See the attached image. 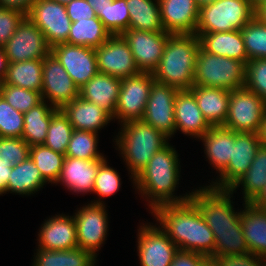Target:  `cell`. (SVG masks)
I'll use <instances>...</instances> for the list:
<instances>
[{"mask_svg": "<svg viewBox=\"0 0 266 266\" xmlns=\"http://www.w3.org/2000/svg\"><path fill=\"white\" fill-rule=\"evenodd\" d=\"M152 213L159 227L179 249L213 257L214 234L191 199L160 205Z\"/></svg>", "mask_w": 266, "mask_h": 266, "instance_id": "obj_1", "label": "cell"}, {"mask_svg": "<svg viewBox=\"0 0 266 266\" xmlns=\"http://www.w3.org/2000/svg\"><path fill=\"white\" fill-rule=\"evenodd\" d=\"M169 143L156 152L147 165L133 178L137 191L149 203L150 211L164 204L188 201L191 193L175 196L181 166L177 151Z\"/></svg>", "mask_w": 266, "mask_h": 266, "instance_id": "obj_2", "label": "cell"}, {"mask_svg": "<svg viewBox=\"0 0 266 266\" xmlns=\"http://www.w3.org/2000/svg\"><path fill=\"white\" fill-rule=\"evenodd\" d=\"M200 48L196 34H171L153 72L154 80L179 90H189L194 85V72Z\"/></svg>", "mask_w": 266, "mask_h": 266, "instance_id": "obj_3", "label": "cell"}, {"mask_svg": "<svg viewBox=\"0 0 266 266\" xmlns=\"http://www.w3.org/2000/svg\"><path fill=\"white\" fill-rule=\"evenodd\" d=\"M114 139L117 149L134 178L154 156L168 144V137L142 120L124 122Z\"/></svg>", "mask_w": 266, "mask_h": 266, "instance_id": "obj_4", "label": "cell"}, {"mask_svg": "<svg viewBox=\"0 0 266 266\" xmlns=\"http://www.w3.org/2000/svg\"><path fill=\"white\" fill-rule=\"evenodd\" d=\"M246 65L235 59L210 54L199 48L194 85L235 90L245 86Z\"/></svg>", "mask_w": 266, "mask_h": 266, "instance_id": "obj_5", "label": "cell"}, {"mask_svg": "<svg viewBox=\"0 0 266 266\" xmlns=\"http://www.w3.org/2000/svg\"><path fill=\"white\" fill-rule=\"evenodd\" d=\"M255 11L248 0H216L199 8L195 33L241 30Z\"/></svg>", "mask_w": 266, "mask_h": 266, "instance_id": "obj_6", "label": "cell"}, {"mask_svg": "<svg viewBox=\"0 0 266 266\" xmlns=\"http://www.w3.org/2000/svg\"><path fill=\"white\" fill-rule=\"evenodd\" d=\"M232 192L228 189H215L204 186L191 192L190 199L202 213L209 228L242 226L240 211L233 208Z\"/></svg>", "mask_w": 266, "mask_h": 266, "instance_id": "obj_7", "label": "cell"}, {"mask_svg": "<svg viewBox=\"0 0 266 266\" xmlns=\"http://www.w3.org/2000/svg\"><path fill=\"white\" fill-rule=\"evenodd\" d=\"M228 106L223 127L235 132H259L266 111L265 100L243 87L230 90Z\"/></svg>", "mask_w": 266, "mask_h": 266, "instance_id": "obj_8", "label": "cell"}, {"mask_svg": "<svg viewBox=\"0 0 266 266\" xmlns=\"http://www.w3.org/2000/svg\"><path fill=\"white\" fill-rule=\"evenodd\" d=\"M99 198L80 207L73 215L76 223L78 247L97 257V251L105 242L108 232V213Z\"/></svg>", "mask_w": 266, "mask_h": 266, "instance_id": "obj_9", "label": "cell"}, {"mask_svg": "<svg viewBox=\"0 0 266 266\" xmlns=\"http://www.w3.org/2000/svg\"><path fill=\"white\" fill-rule=\"evenodd\" d=\"M26 16L43 32L50 47L67 43L72 22L65 5L53 0H36Z\"/></svg>", "mask_w": 266, "mask_h": 266, "instance_id": "obj_10", "label": "cell"}, {"mask_svg": "<svg viewBox=\"0 0 266 266\" xmlns=\"http://www.w3.org/2000/svg\"><path fill=\"white\" fill-rule=\"evenodd\" d=\"M153 81V73L143 72L122 79L116 104V120L119 119L122 124L143 118Z\"/></svg>", "mask_w": 266, "mask_h": 266, "instance_id": "obj_11", "label": "cell"}, {"mask_svg": "<svg viewBox=\"0 0 266 266\" xmlns=\"http://www.w3.org/2000/svg\"><path fill=\"white\" fill-rule=\"evenodd\" d=\"M41 96L56 109H62L79 96V88L61 63L50 52L43 59Z\"/></svg>", "mask_w": 266, "mask_h": 266, "instance_id": "obj_12", "label": "cell"}, {"mask_svg": "<svg viewBox=\"0 0 266 266\" xmlns=\"http://www.w3.org/2000/svg\"><path fill=\"white\" fill-rule=\"evenodd\" d=\"M3 48L9 63L44 59L51 52L43 32L27 16Z\"/></svg>", "mask_w": 266, "mask_h": 266, "instance_id": "obj_13", "label": "cell"}, {"mask_svg": "<svg viewBox=\"0 0 266 266\" xmlns=\"http://www.w3.org/2000/svg\"><path fill=\"white\" fill-rule=\"evenodd\" d=\"M95 55L99 73L119 79L141 73L127 41L121 34L111 35L105 43L95 48Z\"/></svg>", "mask_w": 266, "mask_h": 266, "instance_id": "obj_14", "label": "cell"}, {"mask_svg": "<svg viewBox=\"0 0 266 266\" xmlns=\"http://www.w3.org/2000/svg\"><path fill=\"white\" fill-rule=\"evenodd\" d=\"M178 91V88L154 80L141 119L168 138L175 134L174 106Z\"/></svg>", "mask_w": 266, "mask_h": 266, "instance_id": "obj_15", "label": "cell"}, {"mask_svg": "<svg viewBox=\"0 0 266 266\" xmlns=\"http://www.w3.org/2000/svg\"><path fill=\"white\" fill-rule=\"evenodd\" d=\"M260 145L258 133L235 132V143L228 166L218 174L216 182L213 181L208 186L229 190L248 171Z\"/></svg>", "mask_w": 266, "mask_h": 266, "instance_id": "obj_16", "label": "cell"}, {"mask_svg": "<svg viewBox=\"0 0 266 266\" xmlns=\"http://www.w3.org/2000/svg\"><path fill=\"white\" fill-rule=\"evenodd\" d=\"M146 223L140 225L137 251L141 266H170L179 248L159 227Z\"/></svg>", "mask_w": 266, "mask_h": 266, "instance_id": "obj_17", "label": "cell"}, {"mask_svg": "<svg viewBox=\"0 0 266 266\" xmlns=\"http://www.w3.org/2000/svg\"><path fill=\"white\" fill-rule=\"evenodd\" d=\"M121 35L127 41L139 71L153 73L159 65L171 34L128 29Z\"/></svg>", "mask_w": 266, "mask_h": 266, "instance_id": "obj_18", "label": "cell"}, {"mask_svg": "<svg viewBox=\"0 0 266 266\" xmlns=\"http://www.w3.org/2000/svg\"><path fill=\"white\" fill-rule=\"evenodd\" d=\"M51 53L61 63L78 88H81L98 73L94 48L60 43L51 47Z\"/></svg>", "mask_w": 266, "mask_h": 266, "instance_id": "obj_19", "label": "cell"}, {"mask_svg": "<svg viewBox=\"0 0 266 266\" xmlns=\"http://www.w3.org/2000/svg\"><path fill=\"white\" fill-rule=\"evenodd\" d=\"M161 22L170 34H195L199 7L195 0H158Z\"/></svg>", "mask_w": 266, "mask_h": 266, "instance_id": "obj_20", "label": "cell"}, {"mask_svg": "<svg viewBox=\"0 0 266 266\" xmlns=\"http://www.w3.org/2000/svg\"><path fill=\"white\" fill-rule=\"evenodd\" d=\"M37 243L44 250H67L78 247L76 223L73 216L59 214L44 221Z\"/></svg>", "mask_w": 266, "mask_h": 266, "instance_id": "obj_21", "label": "cell"}, {"mask_svg": "<svg viewBox=\"0 0 266 266\" xmlns=\"http://www.w3.org/2000/svg\"><path fill=\"white\" fill-rule=\"evenodd\" d=\"M174 109L175 133L180 130L185 135L199 139L212 127L203 116L190 90L178 91Z\"/></svg>", "mask_w": 266, "mask_h": 266, "instance_id": "obj_22", "label": "cell"}, {"mask_svg": "<svg viewBox=\"0 0 266 266\" xmlns=\"http://www.w3.org/2000/svg\"><path fill=\"white\" fill-rule=\"evenodd\" d=\"M105 159L84 160L66 157L56 182L65 185L68 191L79 194L93 192L97 170Z\"/></svg>", "mask_w": 266, "mask_h": 266, "instance_id": "obj_23", "label": "cell"}, {"mask_svg": "<svg viewBox=\"0 0 266 266\" xmlns=\"http://www.w3.org/2000/svg\"><path fill=\"white\" fill-rule=\"evenodd\" d=\"M122 79L97 73L79 88V96L104 109L114 120Z\"/></svg>", "mask_w": 266, "mask_h": 266, "instance_id": "obj_24", "label": "cell"}, {"mask_svg": "<svg viewBox=\"0 0 266 266\" xmlns=\"http://www.w3.org/2000/svg\"><path fill=\"white\" fill-rule=\"evenodd\" d=\"M240 222L250 253L266 260V209L244 202Z\"/></svg>", "mask_w": 266, "mask_h": 266, "instance_id": "obj_25", "label": "cell"}, {"mask_svg": "<svg viewBox=\"0 0 266 266\" xmlns=\"http://www.w3.org/2000/svg\"><path fill=\"white\" fill-rule=\"evenodd\" d=\"M61 110L68 117L74 130L98 133L101 128L113 121L104 109L80 96L66 104Z\"/></svg>", "mask_w": 266, "mask_h": 266, "instance_id": "obj_26", "label": "cell"}, {"mask_svg": "<svg viewBox=\"0 0 266 266\" xmlns=\"http://www.w3.org/2000/svg\"><path fill=\"white\" fill-rule=\"evenodd\" d=\"M195 34L198 36L200 47L204 51L210 54L238 60L245 65L249 61L241 30Z\"/></svg>", "mask_w": 266, "mask_h": 266, "instance_id": "obj_27", "label": "cell"}, {"mask_svg": "<svg viewBox=\"0 0 266 266\" xmlns=\"http://www.w3.org/2000/svg\"><path fill=\"white\" fill-rule=\"evenodd\" d=\"M211 126H223L228 116L230 90L193 85L189 89Z\"/></svg>", "mask_w": 266, "mask_h": 266, "instance_id": "obj_28", "label": "cell"}, {"mask_svg": "<svg viewBox=\"0 0 266 266\" xmlns=\"http://www.w3.org/2000/svg\"><path fill=\"white\" fill-rule=\"evenodd\" d=\"M204 152L216 173L220 174L232 157V146L235 143V131L223 126H212L202 137Z\"/></svg>", "mask_w": 266, "mask_h": 266, "instance_id": "obj_29", "label": "cell"}, {"mask_svg": "<svg viewBox=\"0 0 266 266\" xmlns=\"http://www.w3.org/2000/svg\"><path fill=\"white\" fill-rule=\"evenodd\" d=\"M47 183L32 159L28 157L20 164L12 167V171L6 185V192L18 195H31L38 192Z\"/></svg>", "mask_w": 266, "mask_h": 266, "instance_id": "obj_30", "label": "cell"}, {"mask_svg": "<svg viewBox=\"0 0 266 266\" xmlns=\"http://www.w3.org/2000/svg\"><path fill=\"white\" fill-rule=\"evenodd\" d=\"M57 109L42 100L38 105L24 113L22 137L29 146L41 145L45 142L52 114Z\"/></svg>", "mask_w": 266, "mask_h": 266, "instance_id": "obj_31", "label": "cell"}, {"mask_svg": "<svg viewBox=\"0 0 266 266\" xmlns=\"http://www.w3.org/2000/svg\"><path fill=\"white\" fill-rule=\"evenodd\" d=\"M43 59L9 63L4 84L40 92L42 90Z\"/></svg>", "mask_w": 266, "mask_h": 266, "instance_id": "obj_32", "label": "cell"}, {"mask_svg": "<svg viewBox=\"0 0 266 266\" xmlns=\"http://www.w3.org/2000/svg\"><path fill=\"white\" fill-rule=\"evenodd\" d=\"M243 187V202H252L266 185V147L260 145L248 171L229 189L234 193L239 186Z\"/></svg>", "mask_w": 266, "mask_h": 266, "instance_id": "obj_33", "label": "cell"}, {"mask_svg": "<svg viewBox=\"0 0 266 266\" xmlns=\"http://www.w3.org/2000/svg\"><path fill=\"white\" fill-rule=\"evenodd\" d=\"M126 1L130 16L129 29L166 32L161 22L158 0Z\"/></svg>", "mask_w": 266, "mask_h": 266, "instance_id": "obj_34", "label": "cell"}, {"mask_svg": "<svg viewBox=\"0 0 266 266\" xmlns=\"http://www.w3.org/2000/svg\"><path fill=\"white\" fill-rule=\"evenodd\" d=\"M111 36L103 22L96 16L71 23L67 43L97 48Z\"/></svg>", "mask_w": 266, "mask_h": 266, "instance_id": "obj_35", "label": "cell"}, {"mask_svg": "<svg viewBox=\"0 0 266 266\" xmlns=\"http://www.w3.org/2000/svg\"><path fill=\"white\" fill-rule=\"evenodd\" d=\"M32 266H89L97 257L79 247L67 250L38 248Z\"/></svg>", "mask_w": 266, "mask_h": 266, "instance_id": "obj_36", "label": "cell"}, {"mask_svg": "<svg viewBox=\"0 0 266 266\" xmlns=\"http://www.w3.org/2000/svg\"><path fill=\"white\" fill-rule=\"evenodd\" d=\"M210 229L215 237L213 257L216 255H242L250 252L242 226Z\"/></svg>", "mask_w": 266, "mask_h": 266, "instance_id": "obj_37", "label": "cell"}, {"mask_svg": "<svg viewBox=\"0 0 266 266\" xmlns=\"http://www.w3.org/2000/svg\"><path fill=\"white\" fill-rule=\"evenodd\" d=\"M29 157L38 167L46 182L51 184L57 182L63 167L64 154L55 152L41 144L30 146Z\"/></svg>", "mask_w": 266, "mask_h": 266, "instance_id": "obj_38", "label": "cell"}, {"mask_svg": "<svg viewBox=\"0 0 266 266\" xmlns=\"http://www.w3.org/2000/svg\"><path fill=\"white\" fill-rule=\"evenodd\" d=\"M126 4V0L107 1L106 6L95 11L111 35L122 34L129 29L130 16Z\"/></svg>", "mask_w": 266, "mask_h": 266, "instance_id": "obj_39", "label": "cell"}, {"mask_svg": "<svg viewBox=\"0 0 266 266\" xmlns=\"http://www.w3.org/2000/svg\"><path fill=\"white\" fill-rule=\"evenodd\" d=\"M73 130L68 117L61 109H57L52 114V120L43 145L65 155Z\"/></svg>", "mask_w": 266, "mask_h": 266, "instance_id": "obj_40", "label": "cell"}, {"mask_svg": "<svg viewBox=\"0 0 266 266\" xmlns=\"http://www.w3.org/2000/svg\"><path fill=\"white\" fill-rule=\"evenodd\" d=\"M98 136L95 132L73 130L65 156L84 160L106 159L97 150Z\"/></svg>", "mask_w": 266, "mask_h": 266, "instance_id": "obj_41", "label": "cell"}, {"mask_svg": "<svg viewBox=\"0 0 266 266\" xmlns=\"http://www.w3.org/2000/svg\"><path fill=\"white\" fill-rule=\"evenodd\" d=\"M241 33L248 60L266 58V24L255 15Z\"/></svg>", "mask_w": 266, "mask_h": 266, "instance_id": "obj_42", "label": "cell"}, {"mask_svg": "<svg viewBox=\"0 0 266 266\" xmlns=\"http://www.w3.org/2000/svg\"><path fill=\"white\" fill-rule=\"evenodd\" d=\"M0 95L14 109L23 114L42 101L40 92L4 84L3 82H0Z\"/></svg>", "mask_w": 266, "mask_h": 266, "instance_id": "obj_43", "label": "cell"}, {"mask_svg": "<svg viewBox=\"0 0 266 266\" xmlns=\"http://www.w3.org/2000/svg\"><path fill=\"white\" fill-rule=\"evenodd\" d=\"M24 114L14 109L0 95V137L21 138Z\"/></svg>", "mask_w": 266, "mask_h": 266, "instance_id": "obj_44", "label": "cell"}, {"mask_svg": "<svg viewBox=\"0 0 266 266\" xmlns=\"http://www.w3.org/2000/svg\"><path fill=\"white\" fill-rule=\"evenodd\" d=\"M105 159L99 166L94 182L93 193L99 197H109L119 191L121 178L118 172L109 166Z\"/></svg>", "mask_w": 266, "mask_h": 266, "instance_id": "obj_45", "label": "cell"}, {"mask_svg": "<svg viewBox=\"0 0 266 266\" xmlns=\"http://www.w3.org/2000/svg\"><path fill=\"white\" fill-rule=\"evenodd\" d=\"M30 155V146L23 138L0 137V164H20Z\"/></svg>", "mask_w": 266, "mask_h": 266, "instance_id": "obj_46", "label": "cell"}, {"mask_svg": "<svg viewBox=\"0 0 266 266\" xmlns=\"http://www.w3.org/2000/svg\"><path fill=\"white\" fill-rule=\"evenodd\" d=\"M244 87L266 101V58L247 62Z\"/></svg>", "mask_w": 266, "mask_h": 266, "instance_id": "obj_47", "label": "cell"}, {"mask_svg": "<svg viewBox=\"0 0 266 266\" xmlns=\"http://www.w3.org/2000/svg\"><path fill=\"white\" fill-rule=\"evenodd\" d=\"M25 17L24 12L0 7V46L6 44Z\"/></svg>", "mask_w": 266, "mask_h": 266, "instance_id": "obj_48", "label": "cell"}, {"mask_svg": "<svg viewBox=\"0 0 266 266\" xmlns=\"http://www.w3.org/2000/svg\"><path fill=\"white\" fill-rule=\"evenodd\" d=\"M217 266H266V260L252 253L242 255H216Z\"/></svg>", "mask_w": 266, "mask_h": 266, "instance_id": "obj_49", "label": "cell"}, {"mask_svg": "<svg viewBox=\"0 0 266 266\" xmlns=\"http://www.w3.org/2000/svg\"><path fill=\"white\" fill-rule=\"evenodd\" d=\"M71 22L96 17L94 8L86 0H72L66 5Z\"/></svg>", "mask_w": 266, "mask_h": 266, "instance_id": "obj_50", "label": "cell"}, {"mask_svg": "<svg viewBox=\"0 0 266 266\" xmlns=\"http://www.w3.org/2000/svg\"><path fill=\"white\" fill-rule=\"evenodd\" d=\"M205 257L199 253L179 249L170 266H199Z\"/></svg>", "mask_w": 266, "mask_h": 266, "instance_id": "obj_51", "label": "cell"}, {"mask_svg": "<svg viewBox=\"0 0 266 266\" xmlns=\"http://www.w3.org/2000/svg\"><path fill=\"white\" fill-rule=\"evenodd\" d=\"M35 1L36 0H0V7L19 10L27 15Z\"/></svg>", "mask_w": 266, "mask_h": 266, "instance_id": "obj_52", "label": "cell"}, {"mask_svg": "<svg viewBox=\"0 0 266 266\" xmlns=\"http://www.w3.org/2000/svg\"><path fill=\"white\" fill-rule=\"evenodd\" d=\"M13 164H0V195L5 193Z\"/></svg>", "mask_w": 266, "mask_h": 266, "instance_id": "obj_53", "label": "cell"}, {"mask_svg": "<svg viewBox=\"0 0 266 266\" xmlns=\"http://www.w3.org/2000/svg\"><path fill=\"white\" fill-rule=\"evenodd\" d=\"M8 64L9 62L5 54L4 48L0 46V82H3L6 77Z\"/></svg>", "mask_w": 266, "mask_h": 266, "instance_id": "obj_54", "label": "cell"}, {"mask_svg": "<svg viewBox=\"0 0 266 266\" xmlns=\"http://www.w3.org/2000/svg\"><path fill=\"white\" fill-rule=\"evenodd\" d=\"M251 203L266 209V185L264 186L262 192Z\"/></svg>", "mask_w": 266, "mask_h": 266, "instance_id": "obj_55", "label": "cell"}, {"mask_svg": "<svg viewBox=\"0 0 266 266\" xmlns=\"http://www.w3.org/2000/svg\"><path fill=\"white\" fill-rule=\"evenodd\" d=\"M258 135L261 145L266 147V111Z\"/></svg>", "mask_w": 266, "mask_h": 266, "instance_id": "obj_56", "label": "cell"}, {"mask_svg": "<svg viewBox=\"0 0 266 266\" xmlns=\"http://www.w3.org/2000/svg\"><path fill=\"white\" fill-rule=\"evenodd\" d=\"M255 10L256 16L266 24V2H263Z\"/></svg>", "mask_w": 266, "mask_h": 266, "instance_id": "obj_57", "label": "cell"}, {"mask_svg": "<svg viewBox=\"0 0 266 266\" xmlns=\"http://www.w3.org/2000/svg\"><path fill=\"white\" fill-rule=\"evenodd\" d=\"M96 11L97 9H102L104 6L107 5V1L113 0H86Z\"/></svg>", "mask_w": 266, "mask_h": 266, "instance_id": "obj_58", "label": "cell"}, {"mask_svg": "<svg viewBox=\"0 0 266 266\" xmlns=\"http://www.w3.org/2000/svg\"><path fill=\"white\" fill-rule=\"evenodd\" d=\"M199 266H217L214 257H205L200 263Z\"/></svg>", "mask_w": 266, "mask_h": 266, "instance_id": "obj_59", "label": "cell"}, {"mask_svg": "<svg viewBox=\"0 0 266 266\" xmlns=\"http://www.w3.org/2000/svg\"><path fill=\"white\" fill-rule=\"evenodd\" d=\"M195 1H196L197 6L200 8L201 6H204L206 4L213 3L216 0H195Z\"/></svg>", "mask_w": 266, "mask_h": 266, "instance_id": "obj_60", "label": "cell"}, {"mask_svg": "<svg viewBox=\"0 0 266 266\" xmlns=\"http://www.w3.org/2000/svg\"><path fill=\"white\" fill-rule=\"evenodd\" d=\"M251 5L256 9L259 7L263 2H266V0H248Z\"/></svg>", "mask_w": 266, "mask_h": 266, "instance_id": "obj_61", "label": "cell"}, {"mask_svg": "<svg viewBox=\"0 0 266 266\" xmlns=\"http://www.w3.org/2000/svg\"><path fill=\"white\" fill-rule=\"evenodd\" d=\"M53 1H56V2H59L61 3L62 5H67L69 2H71L72 0H53Z\"/></svg>", "mask_w": 266, "mask_h": 266, "instance_id": "obj_62", "label": "cell"}, {"mask_svg": "<svg viewBox=\"0 0 266 266\" xmlns=\"http://www.w3.org/2000/svg\"><path fill=\"white\" fill-rule=\"evenodd\" d=\"M97 262V259H95L89 266H95Z\"/></svg>", "mask_w": 266, "mask_h": 266, "instance_id": "obj_63", "label": "cell"}]
</instances>
